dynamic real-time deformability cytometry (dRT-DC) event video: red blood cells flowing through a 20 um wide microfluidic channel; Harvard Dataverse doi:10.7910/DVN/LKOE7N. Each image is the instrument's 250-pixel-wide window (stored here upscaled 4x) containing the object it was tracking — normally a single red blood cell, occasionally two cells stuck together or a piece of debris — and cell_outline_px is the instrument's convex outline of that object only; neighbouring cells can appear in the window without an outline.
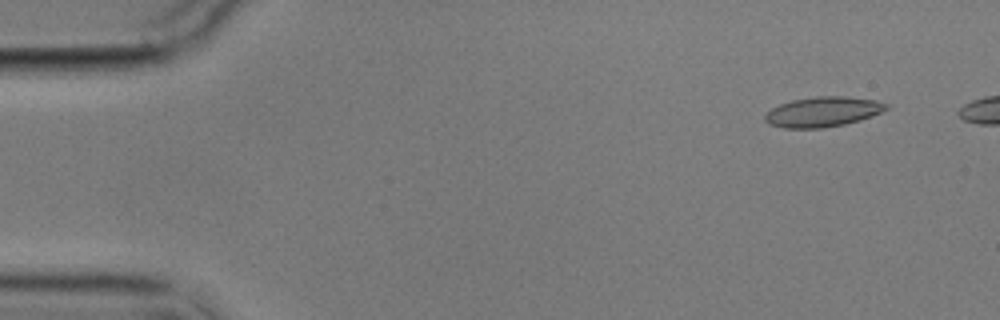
{"species": "common noctule bat (a hibernating species)", "species_latin": "Nyctalus noctula", "temperature_condition": "cold", "stored_images_in_passage": 9, "camera_frame_rate_fps": 3000, "um_per_image_px": 0.085, "animal": {"sex": "male", "body_mass_g": 17.9}, "frame": {"image": 1, "passage_image": 2, "time_ms": 1.0, "image_size_px": [1000, 320], "cell_outline_px": [[888, 108], [872, 116], [860, 120], [844, 124], [820, 128], [784, 128], [768, 124], [764, 120], [764, 116], [772, 108], [780, 104], [792, 100], [816, 96], [844, 96], [876, 100], [888, 104]], "centroid_in_image_um": [69.93, 9.5], "position_along_channel_um": 15.1, "area_um2": 21.15}}
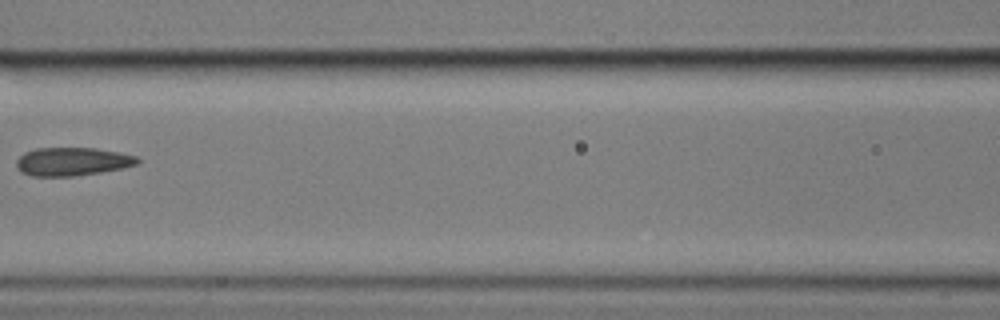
{"frame": {"image": 2, "passage_image": 7, "time_ms": 8.0, "image_size_px": [1000, 320], "cell_outline_px": [[140, 160], [136, 164], [120, 168], [100, 172], [72, 176], [32, 176], [20, 172], [16, 164], [16, 160], [24, 152], [36, 148], [96, 148], [120, 152], [136, 156]], "centroid_in_image_um": [6.11, 13.72], "position_along_channel_um": 160.5, "area_um2": 19.88}}
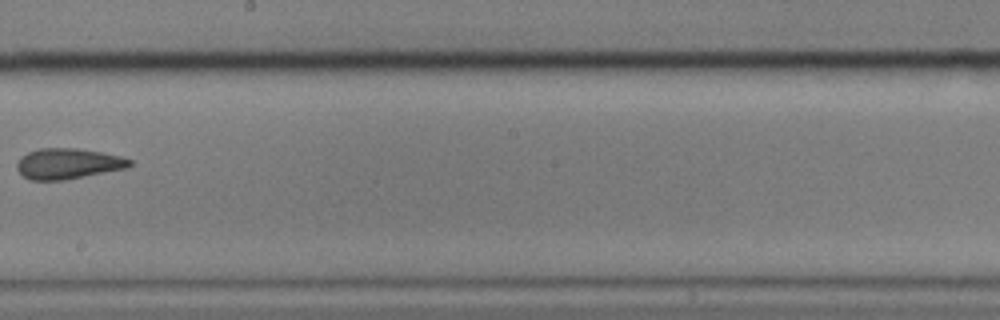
{"frame": {"image": 3, "passage_image": 9, "time_ms": 10.333, "image_size_px": [1000, 320], "cell_outline_px": [[132, 164], [128, 168], [64, 180], [28, 180], [16, 168], [16, 164], [20, 156], [28, 152], [40, 148], [76, 148], [100, 152], [120, 156], [132, 160]], "centroid_in_image_um": [5.76, 13.91], "position_along_channel_um": 242.4, "area_um2": 20.17}}